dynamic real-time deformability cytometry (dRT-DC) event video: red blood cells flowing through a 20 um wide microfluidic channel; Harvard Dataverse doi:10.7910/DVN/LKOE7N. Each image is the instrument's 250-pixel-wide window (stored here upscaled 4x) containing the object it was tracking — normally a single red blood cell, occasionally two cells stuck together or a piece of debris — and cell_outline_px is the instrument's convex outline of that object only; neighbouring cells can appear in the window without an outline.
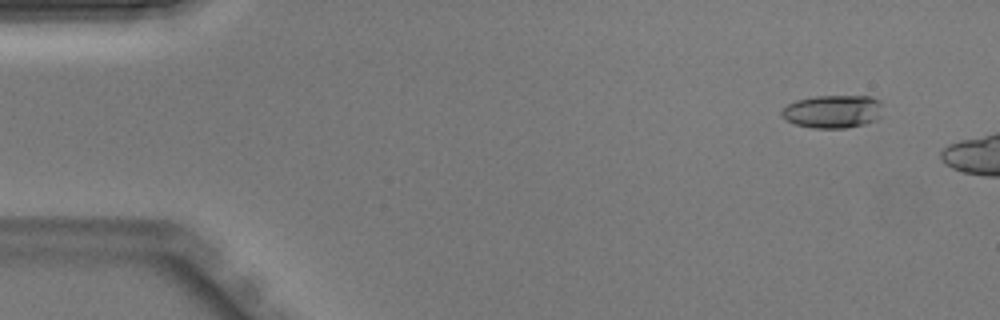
{"species": "Egyptian fruit bat (a non-hibernating species)", "species_latin": "Rousettus aegyptiacus", "temperature_condition": "warm", "stored_images_in_passage": 9, "camera_frame_rate_fps": 3000, "um_per_image_px": 0.085, "animal": {"sex": "male"}, "frame": {"image": 1, "passage_image": 4, "time_ms": 1.0, "image_size_px": [1000, 320], "cell_outline_px": [[880, 104], [876, 120], [864, 124], [844, 128], [812, 128], [796, 124], [780, 116], [780, 112], [788, 104], [796, 100], [816, 96], [868, 96], [880, 100]], "centroid_in_image_um": [70.73, 9.47], "position_along_channel_um": 14.3, "area_um2": 19.19}}